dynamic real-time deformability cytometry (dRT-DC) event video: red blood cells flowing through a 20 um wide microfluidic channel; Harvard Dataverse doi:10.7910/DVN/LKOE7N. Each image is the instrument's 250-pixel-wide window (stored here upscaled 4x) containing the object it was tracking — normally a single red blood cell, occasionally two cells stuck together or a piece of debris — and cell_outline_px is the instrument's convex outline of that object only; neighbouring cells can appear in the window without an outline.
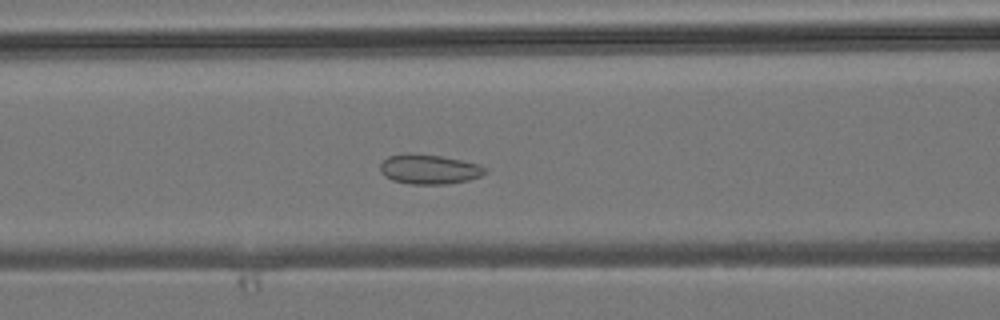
{"species": "common noctule bat (a hibernating species)", "species_latin": "Nyctalus noctula", "temperature_condition": "room temperature", "stored_images_in_passage": 32, "camera_frame_rate_fps": 3000, "um_per_image_px": 0.085, "animal": {"sex": "male", "body_mass_g": 19.2, "forearm_length_mm": 51.8}, "frame": {"image": 1, "passage_image": 5, "time_ms": 1.333, "image_size_px": [1000, 320], "cell_outline_px": [[488, 172], [480, 176], [468, 180], [448, 184], [412, 184], [392, 180], [384, 176], [380, 172], [380, 164], [388, 156], [440, 156], [480, 164], [488, 168]], "centroid_in_image_um": [36.54, 14.43], "position_along_channel_um": 130.1, "area_um2": 17.57}}
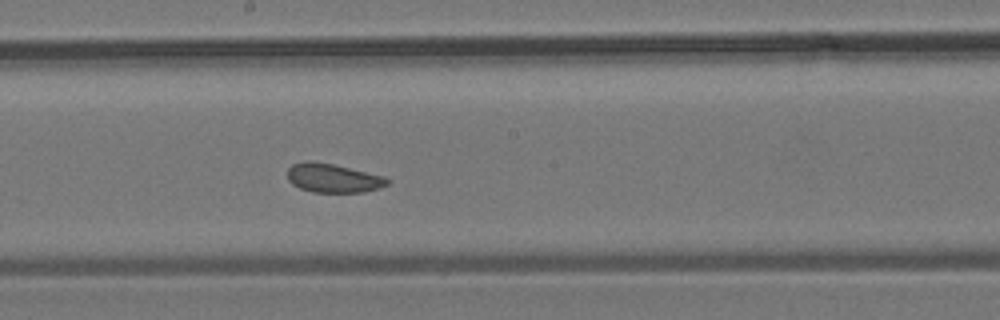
{"frame": {"image": 2, "passage_image": 11, "time_ms": 3.333, "image_size_px": [1000, 320], "cell_outline_px": [[392, 180], [388, 184], [380, 188], [364, 192], [312, 192], [300, 188], [292, 184], [288, 180], [288, 168], [292, 164], [308, 160], [332, 164], [384, 176]], "centroid_in_image_um": [28.32, 15.14], "position_along_channel_um": 219.9, "area_um2": 16.82}}
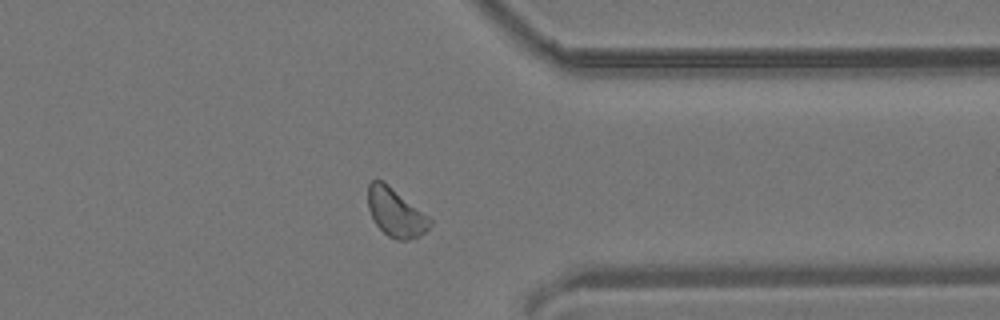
{"frame": {"image": 3, "passage_image": 22, "time_ms": 7.0, "image_size_px": [1000, 320], "cell_outline_px": [[432, 224], [420, 236], [408, 240], [396, 240], [388, 236], [376, 224], [368, 208], [368, 184], [372, 180], [380, 180], [388, 184], [428, 216], [432, 220]], "centroid_in_image_um": [33.63, 18.07], "position_along_channel_um": 377.8, "area_um2": 17.28}}